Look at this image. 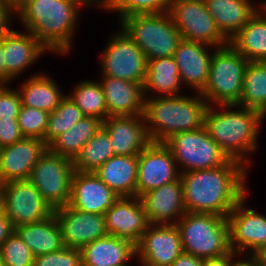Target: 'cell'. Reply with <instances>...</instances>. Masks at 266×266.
<instances>
[{
  "instance_id": "obj_1",
  "label": "cell",
  "mask_w": 266,
  "mask_h": 266,
  "mask_svg": "<svg viewBox=\"0 0 266 266\" xmlns=\"http://www.w3.org/2000/svg\"><path fill=\"white\" fill-rule=\"evenodd\" d=\"M248 169L230 160L217 168L180 173L186 212L227 217L246 195Z\"/></svg>"
},
{
  "instance_id": "obj_2",
  "label": "cell",
  "mask_w": 266,
  "mask_h": 266,
  "mask_svg": "<svg viewBox=\"0 0 266 266\" xmlns=\"http://www.w3.org/2000/svg\"><path fill=\"white\" fill-rule=\"evenodd\" d=\"M83 6L98 7L99 0H20L15 18L19 17L24 30L51 53L65 56L73 50L72 40Z\"/></svg>"
},
{
  "instance_id": "obj_3",
  "label": "cell",
  "mask_w": 266,
  "mask_h": 266,
  "mask_svg": "<svg viewBox=\"0 0 266 266\" xmlns=\"http://www.w3.org/2000/svg\"><path fill=\"white\" fill-rule=\"evenodd\" d=\"M264 118L260 111L237 104L208 105L204 127L230 160L248 169L251 163L248 156L259 146L257 140Z\"/></svg>"
},
{
  "instance_id": "obj_4",
  "label": "cell",
  "mask_w": 266,
  "mask_h": 266,
  "mask_svg": "<svg viewBox=\"0 0 266 266\" xmlns=\"http://www.w3.org/2000/svg\"><path fill=\"white\" fill-rule=\"evenodd\" d=\"M149 97H145L142 115L151 142L164 143L174 134L204 126L208 103L200 93Z\"/></svg>"
},
{
  "instance_id": "obj_5",
  "label": "cell",
  "mask_w": 266,
  "mask_h": 266,
  "mask_svg": "<svg viewBox=\"0 0 266 266\" xmlns=\"http://www.w3.org/2000/svg\"><path fill=\"white\" fill-rule=\"evenodd\" d=\"M175 225L179 230L184 253L209 259L231 251L228 222L224 216L186 212Z\"/></svg>"
},
{
  "instance_id": "obj_6",
  "label": "cell",
  "mask_w": 266,
  "mask_h": 266,
  "mask_svg": "<svg viewBox=\"0 0 266 266\" xmlns=\"http://www.w3.org/2000/svg\"><path fill=\"white\" fill-rule=\"evenodd\" d=\"M213 52L207 83L200 94L208 105L238 104L249 61L230 43Z\"/></svg>"
},
{
  "instance_id": "obj_7",
  "label": "cell",
  "mask_w": 266,
  "mask_h": 266,
  "mask_svg": "<svg viewBox=\"0 0 266 266\" xmlns=\"http://www.w3.org/2000/svg\"><path fill=\"white\" fill-rule=\"evenodd\" d=\"M144 52L146 60L173 57L182 39L167 12L136 14L123 18L119 24Z\"/></svg>"
},
{
  "instance_id": "obj_8",
  "label": "cell",
  "mask_w": 266,
  "mask_h": 266,
  "mask_svg": "<svg viewBox=\"0 0 266 266\" xmlns=\"http://www.w3.org/2000/svg\"><path fill=\"white\" fill-rule=\"evenodd\" d=\"M164 144L172 152L180 173L217 168L230 161L204 126L174 134Z\"/></svg>"
},
{
  "instance_id": "obj_9",
  "label": "cell",
  "mask_w": 266,
  "mask_h": 266,
  "mask_svg": "<svg viewBox=\"0 0 266 266\" xmlns=\"http://www.w3.org/2000/svg\"><path fill=\"white\" fill-rule=\"evenodd\" d=\"M100 62V76L144 85L147 71L145 54L122 27L105 45Z\"/></svg>"
},
{
  "instance_id": "obj_10",
  "label": "cell",
  "mask_w": 266,
  "mask_h": 266,
  "mask_svg": "<svg viewBox=\"0 0 266 266\" xmlns=\"http://www.w3.org/2000/svg\"><path fill=\"white\" fill-rule=\"evenodd\" d=\"M73 173V160L47 149L34 165L28 180L40 192L43 199L56 209L69 204Z\"/></svg>"
},
{
  "instance_id": "obj_11",
  "label": "cell",
  "mask_w": 266,
  "mask_h": 266,
  "mask_svg": "<svg viewBox=\"0 0 266 266\" xmlns=\"http://www.w3.org/2000/svg\"><path fill=\"white\" fill-rule=\"evenodd\" d=\"M168 13L182 39L206 43L216 48L229 44L217 28L204 0H171Z\"/></svg>"
},
{
  "instance_id": "obj_12",
  "label": "cell",
  "mask_w": 266,
  "mask_h": 266,
  "mask_svg": "<svg viewBox=\"0 0 266 266\" xmlns=\"http://www.w3.org/2000/svg\"><path fill=\"white\" fill-rule=\"evenodd\" d=\"M246 195L226 217L230 250L256 255L266 247V215L245 207Z\"/></svg>"
},
{
  "instance_id": "obj_13",
  "label": "cell",
  "mask_w": 266,
  "mask_h": 266,
  "mask_svg": "<svg viewBox=\"0 0 266 266\" xmlns=\"http://www.w3.org/2000/svg\"><path fill=\"white\" fill-rule=\"evenodd\" d=\"M4 191V212L15 228L41 222L54 214V209L29 180L6 182Z\"/></svg>"
},
{
  "instance_id": "obj_14",
  "label": "cell",
  "mask_w": 266,
  "mask_h": 266,
  "mask_svg": "<svg viewBox=\"0 0 266 266\" xmlns=\"http://www.w3.org/2000/svg\"><path fill=\"white\" fill-rule=\"evenodd\" d=\"M136 196L180 177L172 152L164 143L150 142L137 156Z\"/></svg>"
},
{
  "instance_id": "obj_15",
  "label": "cell",
  "mask_w": 266,
  "mask_h": 266,
  "mask_svg": "<svg viewBox=\"0 0 266 266\" xmlns=\"http://www.w3.org/2000/svg\"><path fill=\"white\" fill-rule=\"evenodd\" d=\"M183 252L175 224H150L136 244V258L140 266H171Z\"/></svg>"
},
{
  "instance_id": "obj_16",
  "label": "cell",
  "mask_w": 266,
  "mask_h": 266,
  "mask_svg": "<svg viewBox=\"0 0 266 266\" xmlns=\"http://www.w3.org/2000/svg\"><path fill=\"white\" fill-rule=\"evenodd\" d=\"M64 247L81 249L108 235L105 216L77 210L69 205L54 209Z\"/></svg>"
},
{
  "instance_id": "obj_17",
  "label": "cell",
  "mask_w": 266,
  "mask_h": 266,
  "mask_svg": "<svg viewBox=\"0 0 266 266\" xmlns=\"http://www.w3.org/2000/svg\"><path fill=\"white\" fill-rule=\"evenodd\" d=\"M26 32V33H25ZM50 51L30 32L10 30L3 35L5 84L31 67L39 57Z\"/></svg>"
},
{
  "instance_id": "obj_18",
  "label": "cell",
  "mask_w": 266,
  "mask_h": 266,
  "mask_svg": "<svg viewBox=\"0 0 266 266\" xmlns=\"http://www.w3.org/2000/svg\"><path fill=\"white\" fill-rule=\"evenodd\" d=\"M104 216L108 235L130 240L135 245L150 225L137 196L119 197Z\"/></svg>"
},
{
  "instance_id": "obj_19",
  "label": "cell",
  "mask_w": 266,
  "mask_h": 266,
  "mask_svg": "<svg viewBox=\"0 0 266 266\" xmlns=\"http://www.w3.org/2000/svg\"><path fill=\"white\" fill-rule=\"evenodd\" d=\"M48 149L41 139H23L0 148V182L28 180L31 170Z\"/></svg>"
},
{
  "instance_id": "obj_20",
  "label": "cell",
  "mask_w": 266,
  "mask_h": 266,
  "mask_svg": "<svg viewBox=\"0 0 266 266\" xmlns=\"http://www.w3.org/2000/svg\"><path fill=\"white\" fill-rule=\"evenodd\" d=\"M211 48L216 49L206 43L181 39L174 52L182 85H187L195 93H200L207 83L213 55L208 52Z\"/></svg>"
},
{
  "instance_id": "obj_21",
  "label": "cell",
  "mask_w": 266,
  "mask_h": 266,
  "mask_svg": "<svg viewBox=\"0 0 266 266\" xmlns=\"http://www.w3.org/2000/svg\"><path fill=\"white\" fill-rule=\"evenodd\" d=\"M118 198L119 196L94 172L74 171L69 206L92 214L104 215Z\"/></svg>"
},
{
  "instance_id": "obj_22",
  "label": "cell",
  "mask_w": 266,
  "mask_h": 266,
  "mask_svg": "<svg viewBox=\"0 0 266 266\" xmlns=\"http://www.w3.org/2000/svg\"><path fill=\"white\" fill-rule=\"evenodd\" d=\"M149 224H176L186 213L180 177L139 196Z\"/></svg>"
},
{
  "instance_id": "obj_23",
  "label": "cell",
  "mask_w": 266,
  "mask_h": 266,
  "mask_svg": "<svg viewBox=\"0 0 266 266\" xmlns=\"http://www.w3.org/2000/svg\"><path fill=\"white\" fill-rule=\"evenodd\" d=\"M114 155L138 156L151 142L143 115L110 116L103 121Z\"/></svg>"
},
{
  "instance_id": "obj_24",
  "label": "cell",
  "mask_w": 266,
  "mask_h": 266,
  "mask_svg": "<svg viewBox=\"0 0 266 266\" xmlns=\"http://www.w3.org/2000/svg\"><path fill=\"white\" fill-rule=\"evenodd\" d=\"M100 79L109 117L143 114V85L110 76H101Z\"/></svg>"
},
{
  "instance_id": "obj_25",
  "label": "cell",
  "mask_w": 266,
  "mask_h": 266,
  "mask_svg": "<svg viewBox=\"0 0 266 266\" xmlns=\"http://www.w3.org/2000/svg\"><path fill=\"white\" fill-rule=\"evenodd\" d=\"M83 266H130L136 258V245L127 239L106 235L81 249Z\"/></svg>"
},
{
  "instance_id": "obj_26",
  "label": "cell",
  "mask_w": 266,
  "mask_h": 266,
  "mask_svg": "<svg viewBox=\"0 0 266 266\" xmlns=\"http://www.w3.org/2000/svg\"><path fill=\"white\" fill-rule=\"evenodd\" d=\"M217 28L230 41L259 10L251 0H204Z\"/></svg>"
},
{
  "instance_id": "obj_27",
  "label": "cell",
  "mask_w": 266,
  "mask_h": 266,
  "mask_svg": "<svg viewBox=\"0 0 266 266\" xmlns=\"http://www.w3.org/2000/svg\"><path fill=\"white\" fill-rule=\"evenodd\" d=\"M137 156L114 155L94 173L119 197L136 196Z\"/></svg>"
},
{
  "instance_id": "obj_28",
  "label": "cell",
  "mask_w": 266,
  "mask_h": 266,
  "mask_svg": "<svg viewBox=\"0 0 266 266\" xmlns=\"http://www.w3.org/2000/svg\"><path fill=\"white\" fill-rule=\"evenodd\" d=\"M19 85L18 91L24 106L53 112L66 96L57 82L45 73H34Z\"/></svg>"
},
{
  "instance_id": "obj_29",
  "label": "cell",
  "mask_w": 266,
  "mask_h": 266,
  "mask_svg": "<svg viewBox=\"0 0 266 266\" xmlns=\"http://www.w3.org/2000/svg\"><path fill=\"white\" fill-rule=\"evenodd\" d=\"M179 71L173 57H163L147 61L146 79L144 82L145 97L156 92V97L182 95ZM159 94V95H158Z\"/></svg>"
},
{
  "instance_id": "obj_30",
  "label": "cell",
  "mask_w": 266,
  "mask_h": 266,
  "mask_svg": "<svg viewBox=\"0 0 266 266\" xmlns=\"http://www.w3.org/2000/svg\"><path fill=\"white\" fill-rule=\"evenodd\" d=\"M15 232L31 249L34 256L56 252L64 247L54 214L41 222L20 225L15 228Z\"/></svg>"
},
{
  "instance_id": "obj_31",
  "label": "cell",
  "mask_w": 266,
  "mask_h": 266,
  "mask_svg": "<svg viewBox=\"0 0 266 266\" xmlns=\"http://www.w3.org/2000/svg\"><path fill=\"white\" fill-rule=\"evenodd\" d=\"M229 43L249 62L266 61V10H258Z\"/></svg>"
},
{
  "instance_id": "obj_32",
  "label": "cell",
  "mask_w": 266,
  "mask_h": 266,
  "mask_svg": "<svg viewBox=\"0 0 266 266\" xmlns=\"http://www.w3.org/2000/svg\"><path fill=\"white\" fill-rule=\"evenodd\" d=\"M102 126V120L96 117L85 116L65 133L56 137L48 145V149L54 154L74 160L83 146L101 129Z\"/></svg>"
},
{
  "instance_id": "obj_33",
  "label": "cell",
  "mask_w": 266,
  "mask_h": 266,
  "mask_svg": "<svg viewBox=\"0 0 266 266\" xmlns=\"http://www.w3.org/2000/svg\"><path fill=\"white\" fill-rule=\"evenodd\" d=\"M237 105L260 111L266 117V61L249 62Z\"/></svg>"
},
{
  "instance_id": "obj_34",
  "label": "cell",
  "mask_w": 266,
  "mask_h": 266,
  "mask_svg": "<svg viewBox=\"0 0 266 266\" xmlns=\"http://www.w3.org/2000/svg\"><path fill=\"white\" fill-rule=\"evenodd\" d=\"M112 156H114V151L109 134L102 126L74 158V171L94 172Z\"/></svg>"
},
{
  "instance_id": "obj_35",
  "label": "cell",
  "mask_w": 266,
  "mask_h": 266,
  "mask_svg": "<svg viewBox=\"0 0 266 266\" xmlns=\"http://www.w3.org/2000/svg\"><path fill=\"white\" fill-rule=\"evenodd\" d=\"M67 94L85 116L104 121L108 115L105 96L99 81L83 80Z\"/></svg>"
},
{
  "instance_id": "obj_36",
  "label": "cell",
  "mask_w": 266,
  "mask_h": 266,
  "mask_svg": "<svg viewBox=\"0 0 266 266\" xmlns=\"http://www.w3.org/2000/svg\"><path fill=\"white\" fill-rule=\"evenodd\" d=\"M85 117L81 109L66 95L59 106L48 116L44 142L49 145L60 134L65 133Z\"/></svg>"
},
{
  "instance_id": "obj_37",
  "label": "cell",
  "mask_w": 266,
  "mask_h": 266,
  "mask_svg": "<svg viewBox=\"0 0 266 266\" xmlns=\"http://www.w3.org/2000/svg\"><path fill=\"white\" fill-rule=\"evenodd\" d=\"M171 0H99L101 10L117 13L119 22L136 14H157L169 10Z\"/></svg>"
},
{
  "instance_id": "obj_38",
  "label": "cell",
  "mask_w": 266,
  "mask_h": 266,
  "mask_svg": "<svg viewBox=\"0 0 266 266\" xmlns=\"http://www.w3.org/2000/svg\"><path fill=\"white\" fill-rule=\"evenodd\" d=\"M49 113L40 109L21 105L17 122L24 137L44 141Z\"/></svg>"
},
{
  "instance_id": "obj_39",
  "label": "cell",
  "mask_w": 266,
  "mask_h": 266,
  "mask_svg": "<svg viewBox=\"0 0 266 266\" xmlns=\"http://www.w3.org/2000/svg\"><path fill=\"white\" fill-rule=\"evenodd\" d=\"M4 266H33L34 255L14 232L0 248Z\"/></svg>"
},
{
  "instance_id": "obj_40",
  "label": "cell",
  "mask_w": 266,
  "mask_h": 266,
  "mask_svg": "<svg viewBox=\"0 0 266 266\" xmlns=\"http://www.w3.org/2000/svg\"><path fill=\"white\" fill-rule=\"evenodd\" d=\"M33 266H83L81 251L62 247L59 251L35 256Z\"/></svg>"
},
{
  "instance_id": "obj_41",
  "label": "cell",
  "mask_w": 266,
  "mask_h": 266,
  "mask_svg": "<svg viewBox=\"0 0 266 266\" xmlns=\"http://www.w3.org/2000/svg\"><path fill=\"white\" fill-rule=\"evenodd\" d=\"M9 87L0 84V119L17 118L22 105L19 91Z\"/></svg>"
},
{
  "instance_id": "obj_42",
  "label": "cell",
  "mask_w": 266,
  "mask_h": 266,
  "mask_svg": "<svg viewBox=\"0 0 266 266\" xmlns=\"http://www.w3.org/2000/svg\"><path fill=\"white\" fill-rule=\"evenodd\" d=\"M23 138L17 118L0 119V147L11 145Z\"/></svg>"
},
{
  "instance_id": "obj_43",
  "label": "cell",
  "mask_w": 266,
  "mask_h": 266,
  "mask_svg": "<svg viewBox=\"0 0 266 266\" xmlns=\"http://www.w3.org/2000/svg\"><path fill=\"white\" fill-rule=\"evenodd\" d=\"M13 16H16L15 6L10 2L0 0V37L10 31Z\"/></svg>"
},
{
  "instance_id": "obj_44",
  "label": "cell",
  "mask_w": 266,
  "mask_h": 266,
  "mask_svg": "<svg viewBox=\"0 0 266 266\" xmlns=\"http://www.w3.org/2000/svg\"><path fill=\"white\" fill-rule=\"evenodd\" d=\"M15 232V227L5 212L0 214V248Z\"/></svg>"
},
{
  "instance_id": "obj_45",
  "label": "cell",
  "mask_w": 266,
  "mask_h": 266,
  "mask_svg": "<svg viewBox=\"0 0 266 266\" xmlns=\"http://www.w3.org/2000/svg\"><path fill=\"white\" fill-rule=\"evenodd\" d=\"M171 266H203V259L183 252Z\"/></svg>"
},
{
  "instance_id": "obj_46",
  "label": "cell",
  "mask_w": 266,
  "mask_h": 266,
  "mask_svg": "<svg viewBox=\"0 0 266 266\" xmlns=\"http://www.w3.org/2000/svg\"><path fill=\"white\" fill-rule=\"evenodd\" d=\"M235 254L236 253L231 250L229 253L221 257L203 259V266H230L231 258Z\"/></svg>"
},
{
  "instance_id": "obj_47",
  "label": "cell",
  "mask_w": 266,
  "mask_h": 266,
  "mask_svg": "<svg viewBox=\"0 0 266 266\" xmlns=\"http://www.w3.org/2000/svg\"><path fill=\"white\" fill-rule=\"evenodd\" d=\"M237 255L239 257V255H242V254L236 253L231 258V265L230 266H258V256L257 255L249 254V256H248L245 254V257H246L245 259L244 258H242V259L238 258L236 260Z\"/></svg>"
},
{
  "instance_id": "obj_48",
  "label": "cell",
  "mask_w": 266,
  "mask_h": 266,
  "mask_svg": "<svg viewBox=\"0 0 266 266\" xmlns=\"http://www.w3.org/2000/svg\"><path fill=\"white\" fill-rule=\"evenodd\" d=\"M2 56H3V36L0 37V84H5V68Z\"/></svg>"
},
{
  "instance_id": "obj_49",
  "label": "cell",
  "mask_w": 266,
  "mask_h": 266,
  "mask_svg": "<svg viewBox=\"0 0 266 266\" xmlns=\"http://www.w3.org/2000/svg\"><path fill=\"white\" fill-rule=\"evenodd\" d=\"M5 191L4 183L0 182V214L4 212Z\"/></svg>"
},
{
  "instance_id": "obj_50",
  "label": "cell",
  "mask_w": 266,
  "mask_h": 266,
  "mask_svg": "<svg viewBox=\"0 0 266 266\" xmlns=\"http://www.w3.org/2000/svg\"><path fill=\"white\" fill-rule=\"evenodd\" d=\"M258 258L266 263V247L263 248L259 253L256 254Z\"/></svg>"
},
{
  "instance_id": "obj_51",
  "label": "cell",
  "mask_w": 266,
  "mask_h": 266,
  "mask_svg": "<svg viewBox=\"0 0 266 266\" xmlns=\"http://www.w3.org/2000/svg\"><path fill=\"white\" fill-rule=\"evenodd\" d=\"M261 3H257L256 5H257V7H258V9L259 10H266V0H262V1H260Z\"/></svg>"
},
{
  "instance_id": "obj_52",
  "label": "cell",
  "mask_w": 266,
  "mask_h": 266,
  "mask_svg": "<svg viewBox=\"0 0 266 266\" xmlns=\"http://www.w3.org/2000/svg\"><path fill=\"white\" fill-rule=\"evenodd\" d=\"M3 1H6V2H10L13 6H17L20 2V0H3Z\"/></svg>"
},
{
  "instance_id": "obj_53",
  "label": "cell",
  "mask_w": 266,
  "mask_h": 266,
  "mask_svg": "<svg viewBox=\"0 0 266 266\" xmlns=\"http://www.w3.org/2000/svg\"><path fill=\"white\" fill-rule=\"evenodd\" d=\"M258 266H266V263L258 258Z\"/></svg>"
},
{
  "instance_id": "obj_54",
  "label": "cell",
  "mask_w": 266,
  "mask_h": 266,
  "mask_svg": "<svg viewBox=\"0 0 266 266\" xmlns=\"http://www.w3.org/2000/svg\"><path fill=\"white\" fill-rule=\"evenodd\" d=\"M0 266H4L3 265V260H2V255H1V251H0Z\"/></svg>"
}]
</instances>
